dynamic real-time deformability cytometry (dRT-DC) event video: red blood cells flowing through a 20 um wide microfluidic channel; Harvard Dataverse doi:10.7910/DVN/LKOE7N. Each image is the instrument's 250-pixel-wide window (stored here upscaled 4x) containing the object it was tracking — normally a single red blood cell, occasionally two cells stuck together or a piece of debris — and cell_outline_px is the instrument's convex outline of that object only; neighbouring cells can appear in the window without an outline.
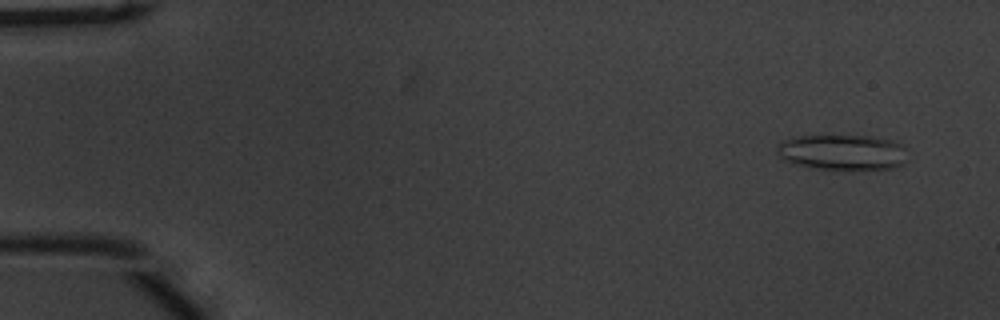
{"species": "common noctule bat (a hibernating species)", "species_latin": "Nyctalus noctula", "temperature_condition": "warm", "stored_images_in_passage": 52, "camera_frame_rate_fps": 3000, "um_per_image_px": 0.085, "animal": {"sex": "male", "body_mass_g": 20.1, "forearm_length_mm": 53.5}, "frame": {"image": 1, "passage_image": 2, "time_ms": 0.333, "image_size_px": [1000, 320], "cell_outline_px": [[904, 164], [892, 168], [812, 168], [796, 164], [780, 156], [780, 144], [784, 140], [800, 136], [868, 136], [892, 140], [900, 144], [904, 148]], "centroid_in_image_um": [71.64, 12.93], "position_along_channel_um": 13.4, "area_um2": 25.95}}
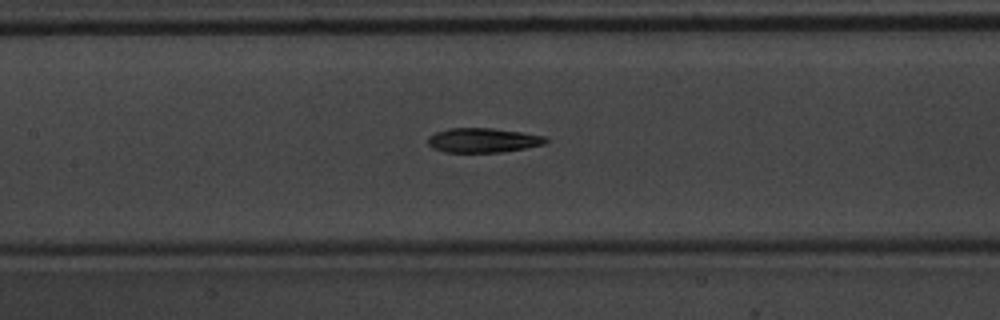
{"frame": {"image": 2, "passage_image": 24, "time_ms": 7.667, "image_size_px": [1000, 320], "cell_outline_px": [[548, 140], [544, 144], [524, 148], [500, 152], [444, 152], [432, 148], [428, 144], [428, 136], [436, 132], [448, 128], [492, 128], [520, 132], [544, 136]], "centroid_in_image_um": [41.0, 11.92], "position_along_channel_um": 166.4, "area_um2": 16.7}}
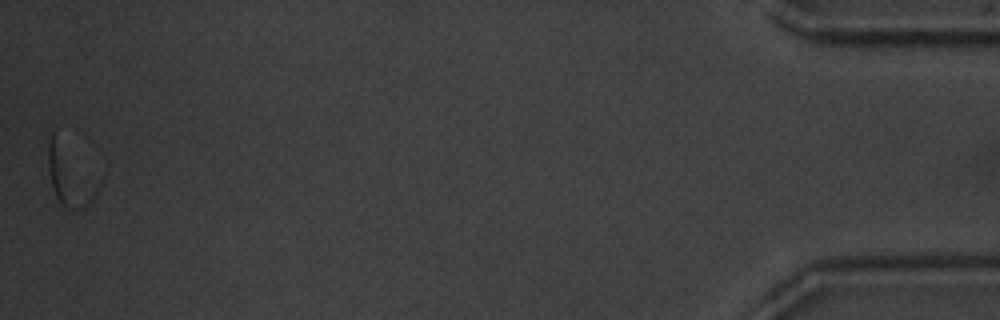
{"frame": {"image": 3, "passage_image": 52, "time_ms": 17.0, "image_size_px": [1000, 320], "cell_outline_px": [[100, 184], [92, 200], [84, 208], [64, 208], [60, 204], [52, 188], [48, 172], [48, 144], [52, 132]], "centroid_in_image_um": [5.9, 15.03], "position_along_channel_um": 429.3, "area_um2": 16.65}, "authors_computed_cell_mechanics": {"area_um2": 17.8602, "velocity_mm_per_s": 3.7633, "shape_relaxation_time_tau1_ms": 4.7719, "shape_relaxation_time_tau2_ms": 8.8582, "deformation_change_tau1": 0.1641, "deformation_change_tau2": 0.2265}}